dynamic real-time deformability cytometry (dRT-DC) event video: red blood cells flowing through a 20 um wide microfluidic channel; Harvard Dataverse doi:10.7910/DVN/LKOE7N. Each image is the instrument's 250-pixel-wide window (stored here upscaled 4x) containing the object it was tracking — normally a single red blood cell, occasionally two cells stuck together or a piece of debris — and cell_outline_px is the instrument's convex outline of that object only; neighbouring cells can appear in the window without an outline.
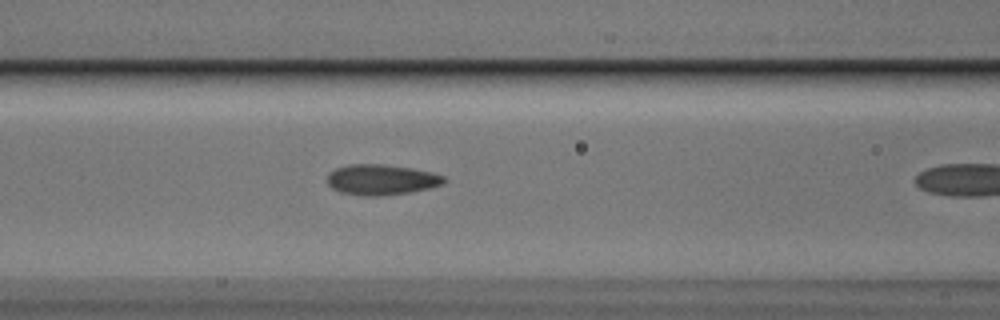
{"species": "Egyptian fruit bat (a non-hibernating species)", "species_latin": "Rousettus aegyptiacus", "temperature_condition": "cold", "stored_images_in_passage": 10, "camera_frame_rate_fps": 3000, "um_per_image_px": 0.085, "animal": {"sex": "male"}, "frame": {"image": 1, "passage_image": 9, "time_ms": 2.667, "image_size_px": [1000, 320], "cell_outline_px": [[448, 180], [444, 184], [428, 188], [408, 192], [380, 196], [360, 196], [340, 192], [332, 188], [328, 184], [328, 172], [336, 168], [348, 164], [384, 164], [412, 168], [432, 172], [444, 176]], "centroid_in_image_um": [32.41, 15.27], "position_along_channel_um": 134.2, "area_um2": 20.92}}